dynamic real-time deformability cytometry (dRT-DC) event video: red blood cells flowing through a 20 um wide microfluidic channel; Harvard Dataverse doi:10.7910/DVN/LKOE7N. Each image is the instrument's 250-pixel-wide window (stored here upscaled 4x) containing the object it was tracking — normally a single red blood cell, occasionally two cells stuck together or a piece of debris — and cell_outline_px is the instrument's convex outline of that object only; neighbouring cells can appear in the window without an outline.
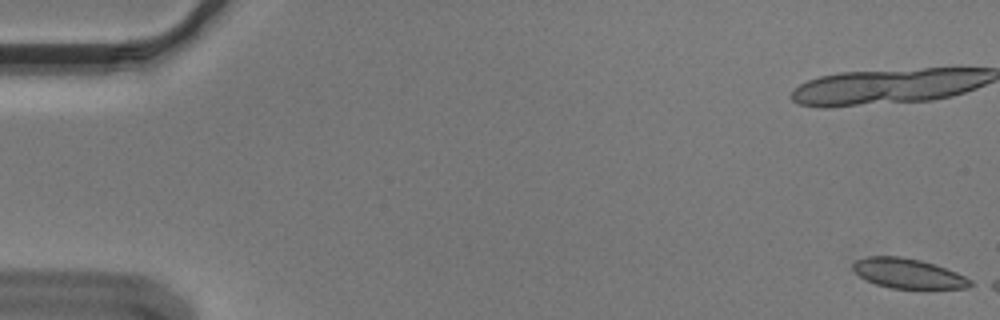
{"species": "Egyptian fruit bat (a non-hibernating species)", "species_latin": "Rousettus aegyptiacus", "temperature_condition": "cold", "stored_images_in_passage": 8, "camera_frame_rate_fps": 3000, "um_per_image_px": 0.085, "animal": {"sex": "male"}, "frame": {"image": 1, "passage_image": 1, "time_ms": 0.0, "image_size_px": [1000, 320], "cell_outline_px": [[976, 284], [968, 288], [892, 288], [876, 284], [860, 276], [852, 268], [852, 264], [856, 260], [868, 256], [900, 256], [920, 260], [956, 272], [972, 280]], "centroid_in_image_um": [77.2, 23.24], "position_along_channel_um": 7.8, "area_um2": 20.17}}